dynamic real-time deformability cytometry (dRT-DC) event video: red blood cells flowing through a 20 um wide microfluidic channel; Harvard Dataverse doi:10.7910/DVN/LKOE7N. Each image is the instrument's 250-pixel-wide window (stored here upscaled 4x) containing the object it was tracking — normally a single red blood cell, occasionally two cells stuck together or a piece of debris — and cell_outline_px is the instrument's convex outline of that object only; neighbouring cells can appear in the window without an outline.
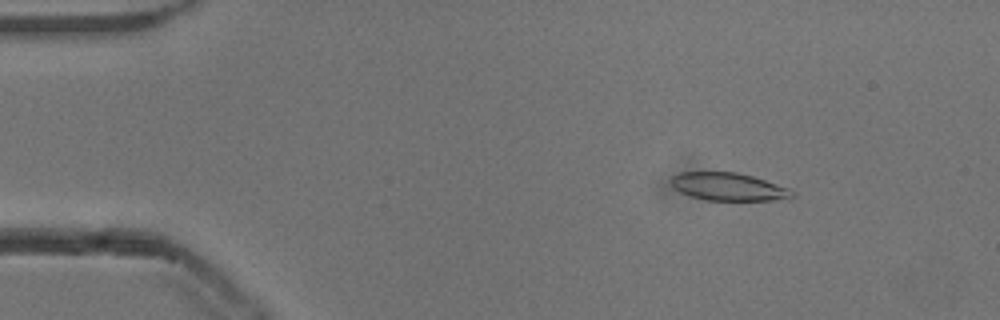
{"species": "common noctule bat (a hibernating species)", "species_latin": "Nyctalus noctula", "temperature_condition": "cold", "stored_images_in_passage": 54, "camera_frame_rate_fps": 3000, "um_per_image_px": 0.085, "animal": {"sex": "male", "body_mass_g": 13.3}, "frame": {"image": 1, "passage_image": 8, "time_ms": 2.333, "image_size_px": [1000, 320], "cell_outline_px": [[796, 196], [792, 200], [708, 200], [692, 196], [680, 192], [668, 180], [672, 176], [680, 172], [736, 172], [752, 176], [788, 188]], "centroid_in_image_um": [61.94, 15.88], "position_along_channel_um": 23.1, "area_um2": 19.59}}
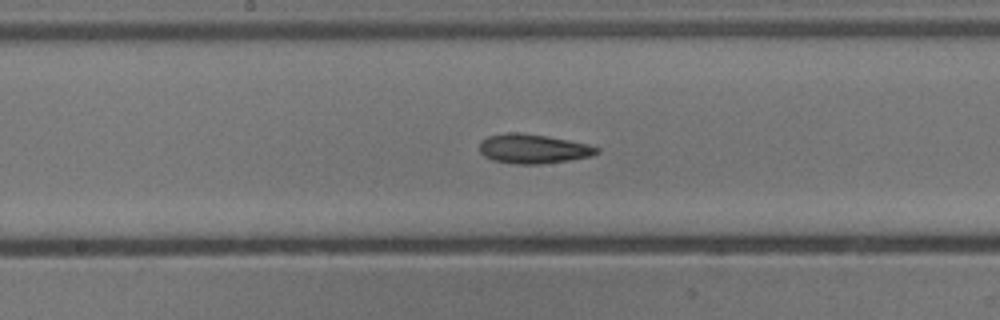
{"frame": {"image": 2, "passage_image": 28, "time_ms": 9.0, "image_size_px": [1000, 320], "cell_outline_px": [[600, 152], [592, 156], [568, 160], [540, 164], [516, 164], [492, 160], [484, 156], [480, 152], [480, 140], [488, 136], [508, 132], [520, 132], [568, 140], [588, 144], [600, 148]], "centroid_in_image_um": [45.31, 12.65], "position_along_channel_um": 202.9, "area_um2": 20.06}}
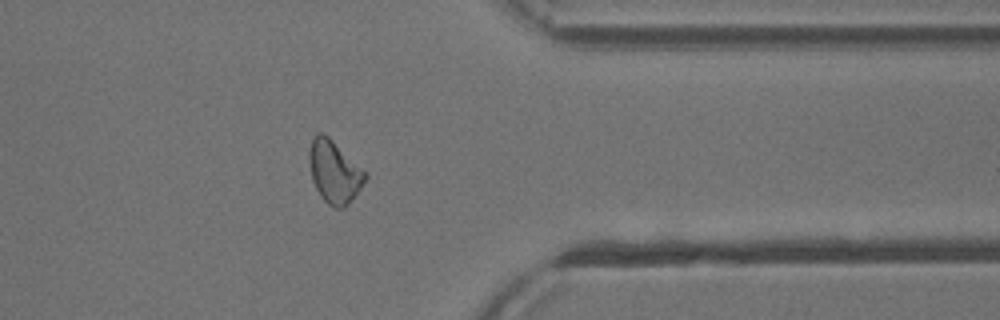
{"frame": {"image": 3, "passage_image": 43, "time_ms": 14.0, "image_size_px": [1000, 320], "cell_outline_px": [[368, 176], [360, 188], [348, 204], [344, 208], [336, 208], [328, 204], [320, 196], [312, 180], [308, 160], [308, 152], [312, 140], [316, 132], [320, 132], [328, 136], [368, 172]], "centroid_in_image_um": [28.42, 14.59], "position_along_channel_um": 383.0, "area_um2": 20.52}, "authors_computed_cell_mechanics": {"area_um2": 20.4323, "velocity_mm_per_s": 3.8449, "shape_relaxation_time_tau1_ms": null, "shape_relaxation_time_tau2_ms": 6.8775, "deformation_change_tau1": null, "deformation_change_tau2": 0.1695}}